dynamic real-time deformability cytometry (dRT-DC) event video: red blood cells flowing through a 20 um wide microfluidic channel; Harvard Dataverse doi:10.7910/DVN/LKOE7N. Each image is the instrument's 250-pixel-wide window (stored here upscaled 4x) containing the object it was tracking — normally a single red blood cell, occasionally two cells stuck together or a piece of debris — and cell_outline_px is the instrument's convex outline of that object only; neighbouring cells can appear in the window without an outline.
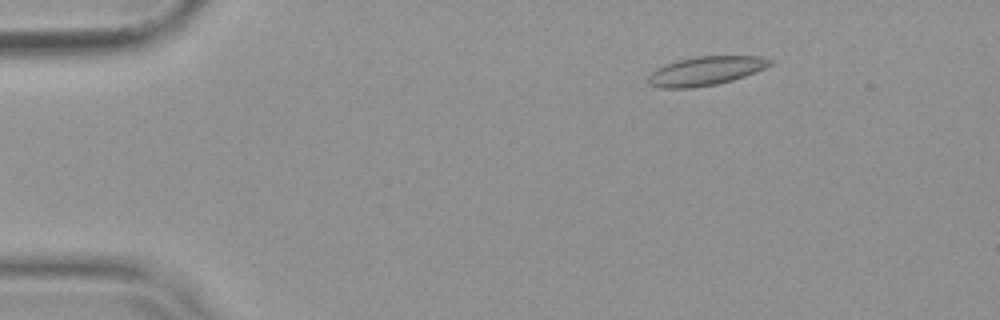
{"species": "common noctule bat (a hibernating species)", "species_latin": "Nyctalus noctula", "temperature_condition": "warm", "stored_images_in_passage": 54, "camera_frame_rate_fps": 3000, "um_per_image_px": 0.085, "animal": {"sex": "female", "body_mass_g": 19.9}, "frame": {"image": 1, "passage_image": 9, "time_ms": 2.667, "image_size_px": [1000, 320], "cell_outline_px": [[772, 64], [764, 68], [744, 76], [732, 80], [716, 84], [692, 88], [664, 88], [648, 84], [648, 76], [656, 68], [664, 64], [696, 56], [760, 56], [772, 60]], "centroid_in_image_um": [59.96, 6.02], "position_along_channel_um": 25.0, "area_um2": 20.35}}
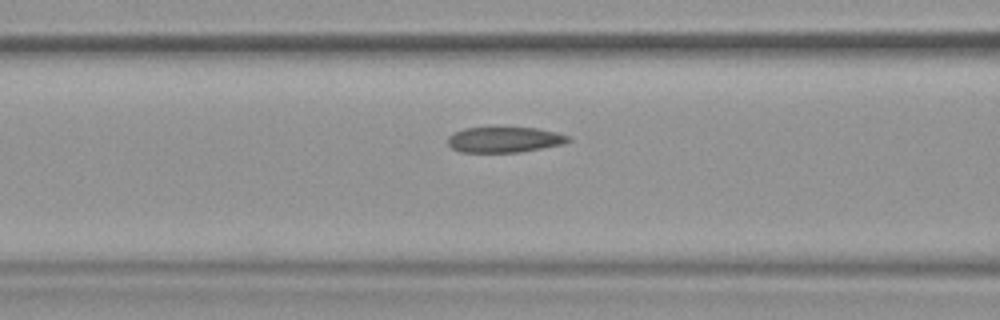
{"frame": {"image": 2, "passage_image": 23, "time_ms": 7.333, "image_size_px": [1000, 320], "cell_outline_px": [[572, 140], [564, 144], [520, 152], [460, 152], [452, 148], [448, 144], [448, 136], [452, 132], [464, 128], [536, 128], [556, 132], [568, 136]], "centroid_in_image_um": [42.86, 11.87], "position_along_channel_um": 123.7, "area_um2": 17.92}}
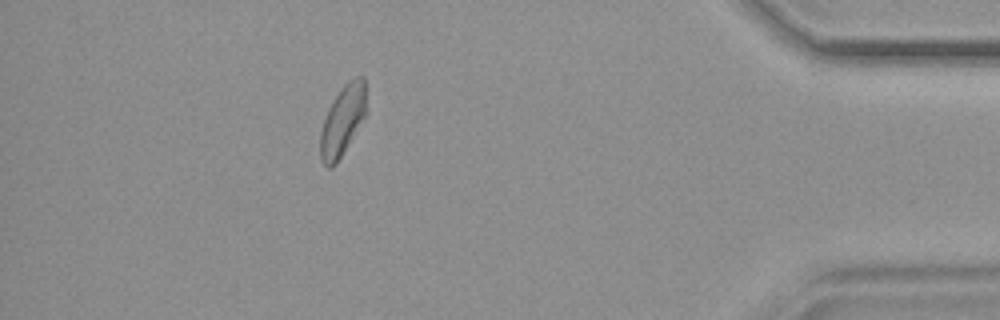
{"frame": {"image": 3, "passage_image": 49, "time_ms": 16.0, "image_size_px": [1000, 320], "cell_outline_px": [[368, 112], [336, 164], [332, 168], [328, 168], [320, 160], [320, 132], [328, 108], [340, 88], [348, 80], [356, 76], [364, 76]], "centroid_in_image_um": [29.14, 10.22], "position_along_channel_um": 406.1, "area_um2": 19.13}, "authors_computed_cell_mechanics": {"area_um2": 19.2185, "velocity_mm_per_s": 3.7815, "shape_relaxation_time_tau1_ms": 9.9029, "shape_relaxation_time_tau2_ms": 2.5643, "deformation_change_tau1": 0.2111, "deformation_change_tau2": 0.104}}